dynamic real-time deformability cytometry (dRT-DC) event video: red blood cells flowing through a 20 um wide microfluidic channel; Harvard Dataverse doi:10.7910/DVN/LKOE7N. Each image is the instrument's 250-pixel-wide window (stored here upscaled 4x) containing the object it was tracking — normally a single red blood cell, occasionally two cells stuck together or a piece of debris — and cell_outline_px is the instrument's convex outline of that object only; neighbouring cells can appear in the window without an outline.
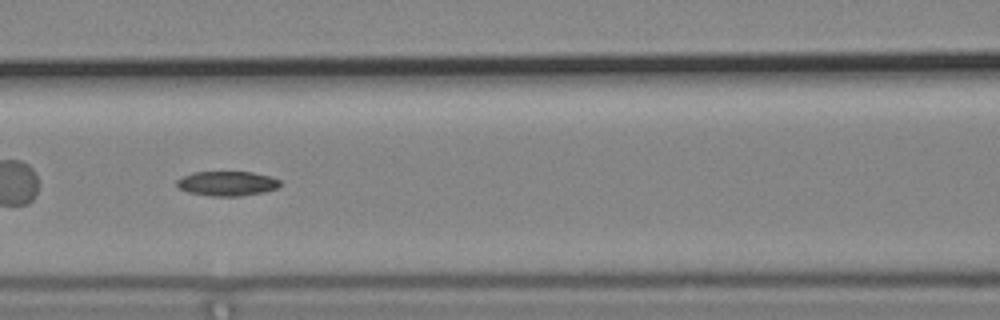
{"species": "common noctule bat (a hibernating species)", "species_latin": "Nyctalus noctula", "temperature_condition": "cold", "stored_images_in_passage": 47, "camera_frame_rate_fps": 3000, "um_per_image_px": 0.085, "animal": {"sex": "male", "body_mass_g": 19.2, "forearm_length_mm": 51.8}, "frame": {"image": 1, "passage_image": 17, "time_ms": 5.333, "image_size_px": [1000, 320], "cell_outline_px": [[280, 184], [276, 188], [264, 192], [240, 196], [212, 196], [188, 192], [180, 188], [176, 184], [176, 180], [192, 172], [252, 172], [268, 176], [280, 180]], "centroid_in_image_um": [19.29, 15.6], "position_along_channel_um": 147.3, "area_um2": 14.68}}
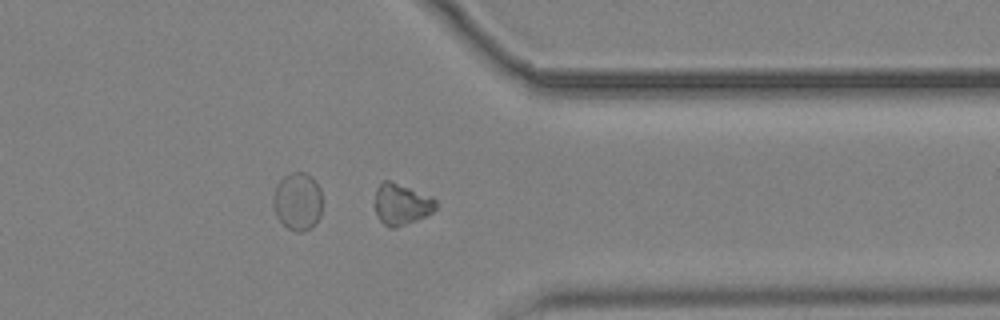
{"frame": {"image": 2, "passage_image": 36, "time_ms": 11.667, "image_size_px": [1000, 320], "cell_outline_px": [[436, 208], [432, 212], [424, 216], [396, 228], [388, 228], [380, 220], [372, 204], [376, 188], [384, 180], [392, 180], [432, 196], [436, 200]], "centroid_in_image_um": [34.08, 17.33], "position_along_channel_um": 377.3, "area_um2": 14.97}}
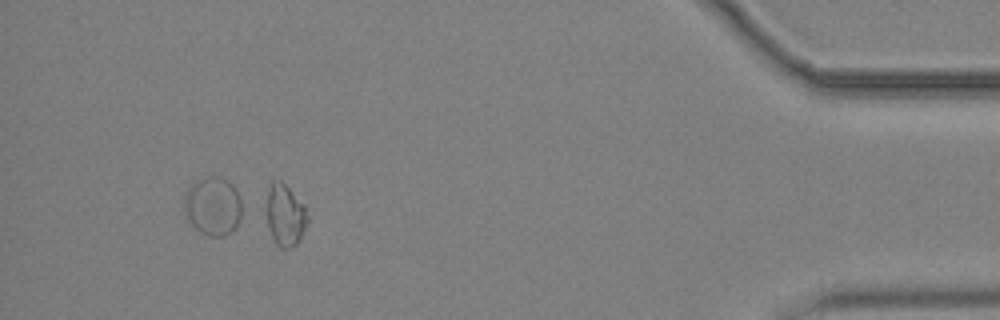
{"frame": {"image": 3, "passage_image": 43, "time_ms": 14.0, "image_size_px": [1000, 320], "cell_outline_px": [[308, 220], [296, 244], [288, 248], [280, 248], [276, 244], [272, 236], [268, 224], [268, 188], [272, 180], [280, 180], [304, 204], [308, 216]], "centroid_in_image_um": [24.25, 18.28], "position_along_channel_um": 411.0, "area_um2": 14.28}}